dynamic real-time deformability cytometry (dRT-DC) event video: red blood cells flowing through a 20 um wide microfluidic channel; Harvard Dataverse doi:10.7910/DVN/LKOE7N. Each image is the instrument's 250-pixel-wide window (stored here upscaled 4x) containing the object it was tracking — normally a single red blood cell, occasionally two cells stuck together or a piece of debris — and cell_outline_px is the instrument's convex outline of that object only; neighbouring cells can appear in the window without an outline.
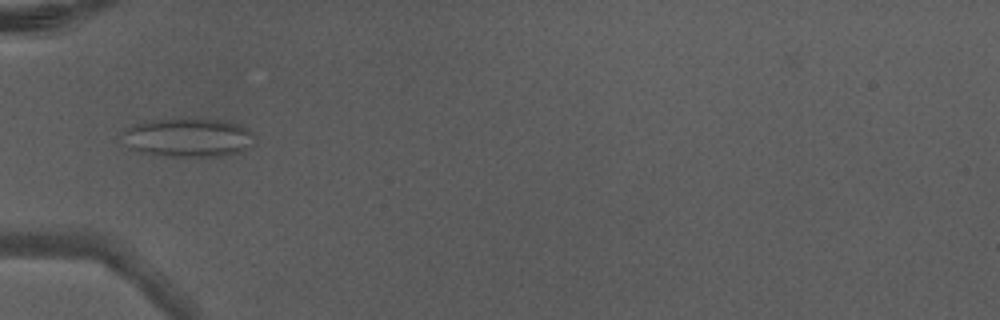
{"species": "Egyptian fruit bat (a non-hibernating species)", "species_latin": "Rousettus aegyptiacus", "temperature_condition": "warm", "stored_images_in_passage": 6, "camera_frame_rate_fps": 3000, "um_per_image_px": 0.085, "animal": {"sex": "male"}, "frame": {"image": 1, "passage_image": 6, "time_ms": 1.667, "image_size_px": [1000, 320], "cell_outline_px": [[256, 136], [252, 148], [244, 152], [220, 156], [164, 156], [144, 152], [132, 148], [124, 132], [132, 124], [152, 120], [228, 120], [240, 124], [248, 128]], "centroid_in_image_um": [16.17, 11.7], "position_along_channel_um": 68.8, "area_um2": 29.54}}